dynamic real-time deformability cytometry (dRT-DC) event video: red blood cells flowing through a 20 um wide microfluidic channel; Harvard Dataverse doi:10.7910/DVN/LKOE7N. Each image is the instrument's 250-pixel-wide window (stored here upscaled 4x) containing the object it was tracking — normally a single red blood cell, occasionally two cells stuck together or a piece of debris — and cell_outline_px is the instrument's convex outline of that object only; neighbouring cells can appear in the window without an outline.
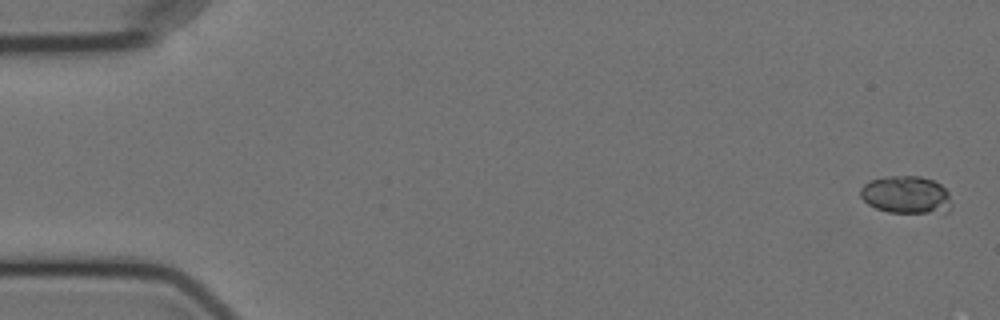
{"species": "Egyptian fruit bat (a non-hibernating species)", "species_latin": "Rousettus aegyptiacus", "temperature_condition": "cold", "stored_images_in_passage": 5, "camera_frame_rate_fps": 3000, "um_per_image_px": 0.085, "animal": {"sex": "female"}, "frame": {"image": 1, "passage_image": 1, "time_ms": 0.0, "image_size_px": [1000, 320], "cell_outline_px": [[952, 204], [948, 212], [888, 212], [876, 208], [868, 204], [860, 196], [860, 188], [864, 184], [872, 180], [888, 176], [920, 176], [932, 180], [940, 184], [948, 192]], "centroid_in_image_um": [77.03, 16.56], "position_along_channel_um": 8.0, "area_um2": 19.88}}